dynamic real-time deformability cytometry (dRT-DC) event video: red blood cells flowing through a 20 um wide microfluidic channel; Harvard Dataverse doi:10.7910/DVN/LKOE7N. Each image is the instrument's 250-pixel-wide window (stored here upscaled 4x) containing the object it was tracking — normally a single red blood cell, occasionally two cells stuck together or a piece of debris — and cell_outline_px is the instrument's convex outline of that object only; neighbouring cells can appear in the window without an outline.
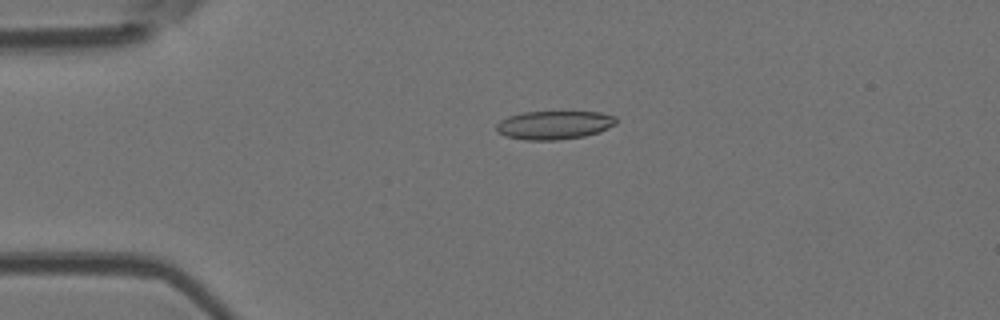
{"species": "Egyptian fruit bat (a non-hibernating species)", "species_latin": "Rousettus aegyptiacus", "temperature_condition": "room temperature", "stored_images_in_passage": 34, "camera_frame_rate_fps": 3000, "um_per_image_px": 0.085, "animal": {"sex": "female"}, "frame": {"image": 1, "passage_image": 1, "time_ms": 0.0, "image_size_px": [1000, 320], "cell_outline_px": [[616, 124], [600, 132], [584, 136], [556, 140], [524, 140], [504, 136], [496, 132], [496, 124], [500, 120], [508, 116], [524, 112], [600, 112], [616, 116]], "centroid_in_image_um": [47.08, 10.63], "position_along_channel_um": 37.9, "area_um2": 20.06}}
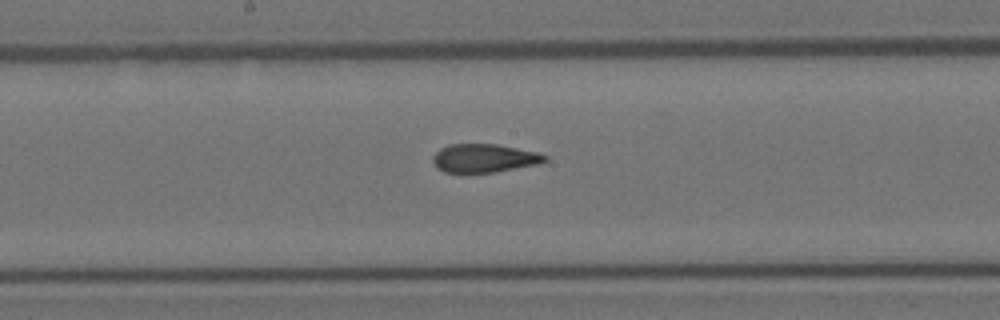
{"frame": {"image": 2, "passage_image": 17, "time_ms": 5.333, "image_size_px": [1000, 320], "cell_outline_px": [[548, 160], [540, 164], [492, 172], [444, 172], [436, 168], [432, 160], [432, 156], [440, 148], [448, 144], [496, 144], [540, 152], [548, 156]], "centroid_in_image_um": [41.17, 13.43], "position_along_channel_um": 207.0, "area_um2": 18.73}}
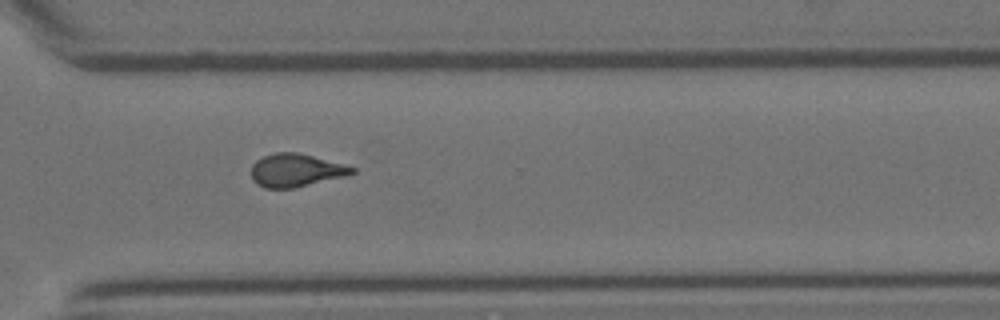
{"frame": {"image": 3, "passage_image": 28, "time_ms": 9.0, "image_size_px": [1000, 320], "cell_outline_px": [[356, 172], [348, 176], [292, 188], [264, 188], [256, 184], [252, 180], [252, 164], [256, 160], [264, 156], [276, 152], [296, 152], [344, 164], [356, 168]], "centroid_in_image_um": [25.15, 14.48], "position_along_channel_um": 345.4, "area_um2": 19.42}, "authors_computed_cell_mechanics": {"area_um2": 19.5075, "velocity_mm_per_s": 3.7856, "shape_relaxation_time_tau1_ms": null, "shape_relaxation_time_tau2_ms": 1.5152, "deformation_change_tau1": null, "deformation_change_tau2": 0.0941}}